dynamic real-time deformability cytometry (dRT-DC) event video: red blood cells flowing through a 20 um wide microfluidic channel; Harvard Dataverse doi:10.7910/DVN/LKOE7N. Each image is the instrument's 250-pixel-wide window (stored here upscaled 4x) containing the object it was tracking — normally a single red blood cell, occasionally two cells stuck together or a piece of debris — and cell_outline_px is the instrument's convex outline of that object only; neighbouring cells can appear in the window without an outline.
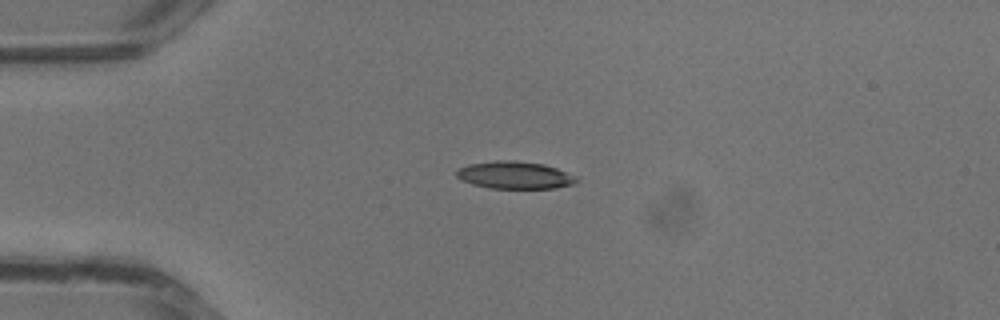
{"species": "common noctule bat (a hibernating species)", "species_latin": "Nyctalus noctula", "temperature_condition": "warm", "stored_images_in_passage": 29, "camera_frame_rate_fps": 3000, "um_per_image_px": 0.085, "animal": {"sex": "male", "body_mass_g": 13.3}, "frame": {"image": 1, "passage_image": 1, "time_ms": 0.0, "image_size_px": [1000, 320], "cell_outline_px": [[580, 180], [572, 184], [556, 188], [488, 188], [472, 184], [460, 180], [456, 176], [456, 172], [460, 168], [468, 164], [496, 160], [512, 160], [544, 164], [556, 168], [576, 176]], "centroid_in_image_um": [43.74, 14.88], "position_along_channel_um": 41.3, "area_um2": 19.19}}
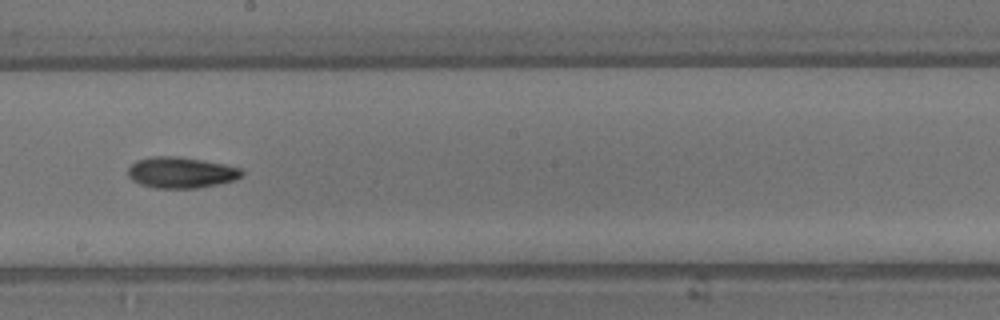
{"frame": {"image": 2, "passage_image": 13, "time_ms": 4.0, "image_size_px": [1000, 320], "cell_outline_px": [[244, 172], [240, 176], [232, 180], [216, 184], [196, 188], [156, 188], [140, 184], [132, 180], [128, 176], [128, 168], [136, 160], [152, 156], [176, 156], [224, 164], [240, 168]], "centroid_in_image_um": [15.33, 14.66], "position_along_channel_um": 232.9, "area_um2": 20.35}}
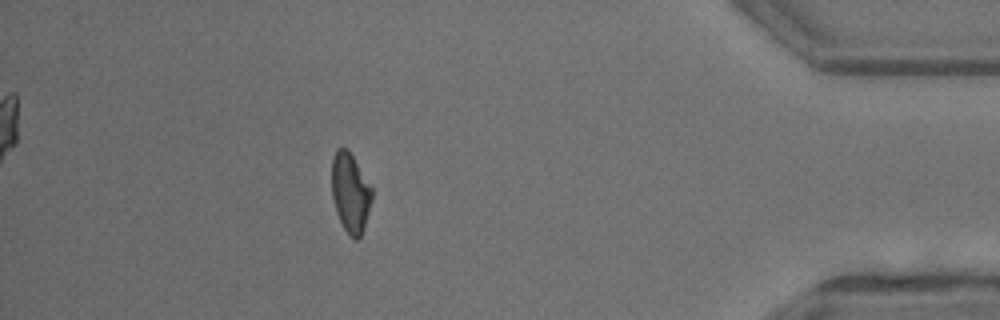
{"frame": {"image": 3, "passage_image": 25, "time_ms": 8.0, "image_size_px": [1000, 320], "cell_outline_px": [[372, 200], [364, 228], [360, 236], [356, 240], [344, 228], [336, 212], [332, 196], [332, 160], [336, 148], [348, 148], [372, 188]], "centroid_in_image_um": [29.78, 16.35], "position_along_channel_um": 405.4, "area_um2": 18.44}}